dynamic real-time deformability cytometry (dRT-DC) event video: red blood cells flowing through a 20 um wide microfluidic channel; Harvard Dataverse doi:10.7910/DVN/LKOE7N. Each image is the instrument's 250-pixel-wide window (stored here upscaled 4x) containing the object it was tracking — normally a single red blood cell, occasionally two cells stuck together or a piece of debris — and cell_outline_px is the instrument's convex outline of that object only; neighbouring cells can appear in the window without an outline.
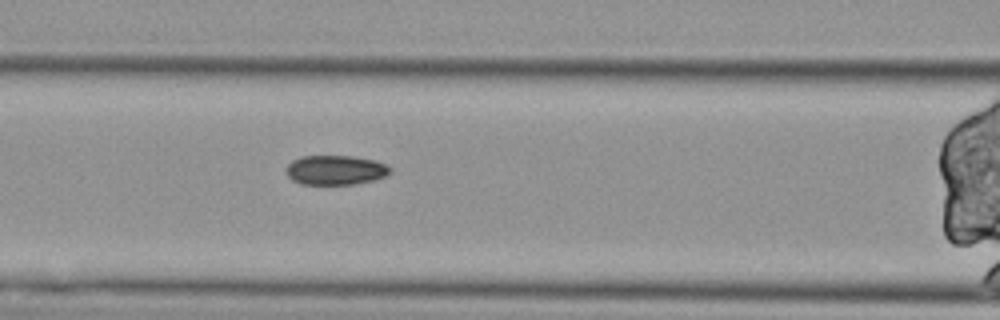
{"species": "Egyptian fruit bat (a non-hibernating species)", "species_latin": "Rousettus aegyptiacus", "temperature_condition": "cold", "stored_images_in_passage": 46, "segment_of_instrument_passage": [2, 2], "camera_frame_rate_fps": 3000, "um_per_image_px": 0.085, "animal": {"sex": "female"}, "frame": {"image": 1, "passage_image": 13, "time_ms": 4.0, "image_size_px": [1000, 320], "cell_outline_px": [[392, 172], [376, 180], [356, 184], [300, 184], [292, 180], [284, 172], [288, 164], [292, 160], [300, 156], [352, 156], [376, 160], [392, 168]], "centroid_in_image_um": [28.51, 14.45], "position_along_channel_um": 138.1, "area_um2": 18.15}}
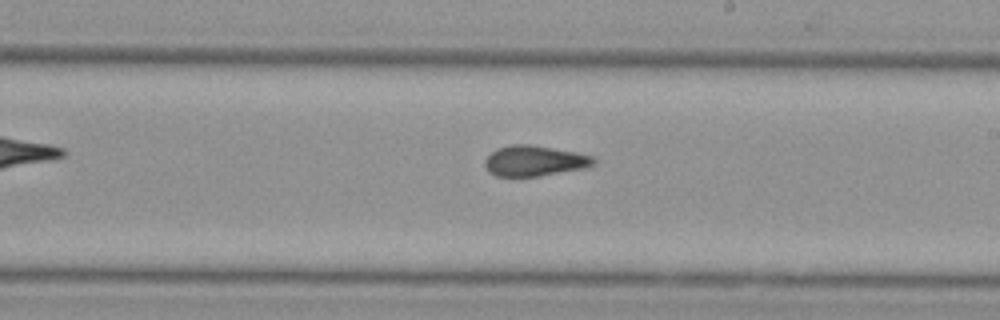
{"frame": {"image": 2, "passage_image": 22, "time_ms": 7.0, "image_size_px": [1000, 320], "cell_outline_px": [[596, 164], [588, 168], [540, 176], [496, 176], [488, 172], [484, 164], [484, 160], [496, 148], [512, 144], [528, 144], [576, 152], [592, 156], [596, 160]], "centroid_in_image_um": [45.45, 13.68], "position_along_channel_um": 243.6, "area_um2": 19.54}}
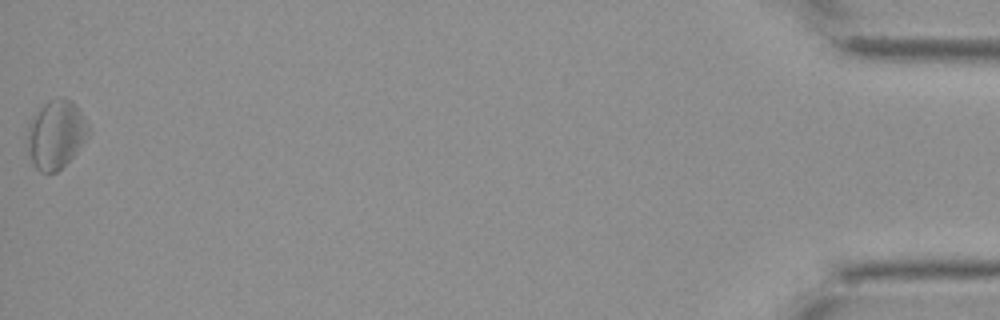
{"frame": {"image": 3, "passage_image": 46, "time_ms": 15.0, "image_size_px": [1000, 320], "cell_outline_px": [[92, 132], [76, 152], [56, 172], [40, 172], [36, 168], [28, 152], [28, 124], [40, 108], [48, 100], [60, 96], [64, 96], [72, 100], [76, 104], [92, 128]], "centroid_in_image_um": [4.8, 11.37], "position_along_channel_um": 430.4, "area_um2": 24.51}}